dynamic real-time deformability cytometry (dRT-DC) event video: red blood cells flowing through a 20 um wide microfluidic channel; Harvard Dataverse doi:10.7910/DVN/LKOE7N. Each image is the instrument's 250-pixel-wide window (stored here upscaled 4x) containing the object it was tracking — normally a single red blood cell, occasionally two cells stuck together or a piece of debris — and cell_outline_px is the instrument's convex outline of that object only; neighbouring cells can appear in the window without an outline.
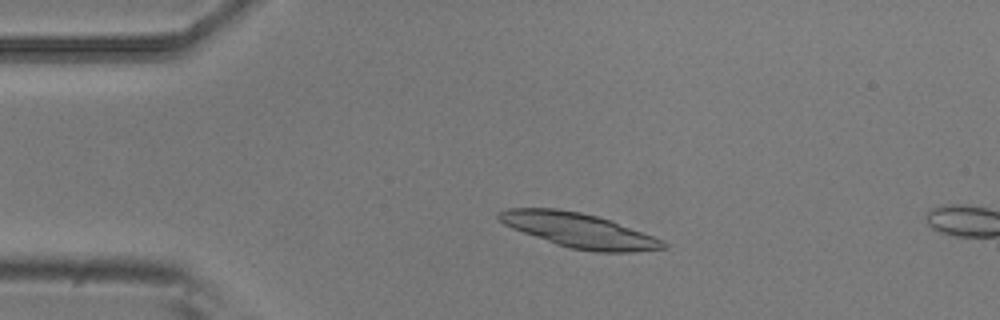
{"species": "common noctule bat (a hibernating species)", "species_latin": "Nyctalus noctula", "temperature_condition": "room temperature", "stored_images_in_passage": 4, "camera_frame_rate_fps": 3000, "um_per_image_px": 0.085, "animal": {"sex": "male", "body_mass_g": 20.5, "forearm_length_mm": 52.5}, "frame": {"image": 1, "passage_image": 3, "time_ms": 0.667, "image_size_px": [1000, 320], "cell_outline_px": [[668, 248], [632, 252], [592, 252], [568, 248], [556, 244], [512, 228], [504, 224], [496, 216], [496, 212], [508, 208], [556, 208], [580, 212], [612, 220], [664, 240], [668, 244]], "centroid_in_image_um": [49.24, 19.58], "position_along_channel_um": 35.8, "area_um2": 33.23}}